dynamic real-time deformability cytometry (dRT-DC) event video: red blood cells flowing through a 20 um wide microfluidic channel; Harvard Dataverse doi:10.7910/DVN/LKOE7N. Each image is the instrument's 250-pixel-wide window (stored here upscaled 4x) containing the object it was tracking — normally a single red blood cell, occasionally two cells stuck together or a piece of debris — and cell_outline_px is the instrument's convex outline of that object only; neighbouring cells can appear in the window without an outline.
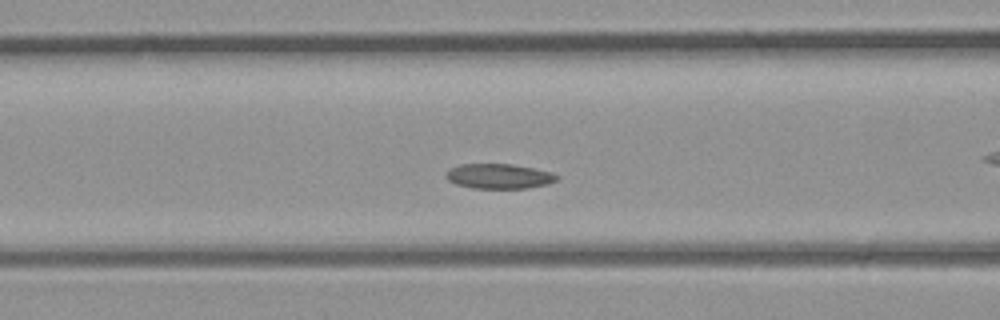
{"species": "common noctule bat (a hibernating species)", "species_latin": "Nyctalus noctula", "temperature_condition": "room temperature", "stored_images_in_passage": 35, "camera_frame_rate_fps": 3000, "um_per_image_px": 0.085, "animal": {"sex": "male", "body_mass_g": 23.1, "forearm_length_mm": 52.7}, "frame": {"image": 1, "passage_image": 11, "time_ms": 3.333, "image_size_px": [1000, 320], "cell_outline_px": [[560, 176], [556, 180], [548, 184], [528, 188], [472, 188], [456, 184], [448, 180], [444, 176], [444, 172], [460, 164], [512, 164], [552, 172]], "centroid_in_image_um": [42.4, 14.98], "position_along_channel_um": 124.2, "area_um2": 16.13}}
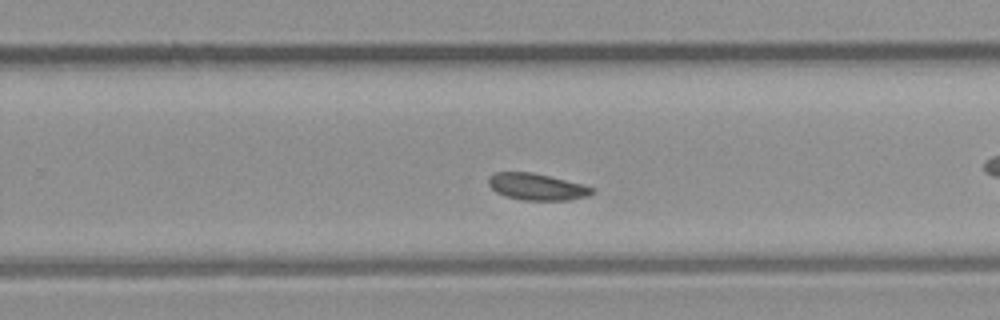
{"frame": {"image": 2, "passage_image": 20, "time_ms": 6.333, "image_size_px": [1000, 320], "cell_outline_px": [[596, 192], [588, 196], [568, 200], [520, 200], [496, 192], [488, 184], [488, 176], [496, 172], [532, 172], [584, 184], [596, 188]], "centroid_in_image_um": [45.67, 15.87], "position_along_channel_um": 284.1, "area_um2": 16.24}}